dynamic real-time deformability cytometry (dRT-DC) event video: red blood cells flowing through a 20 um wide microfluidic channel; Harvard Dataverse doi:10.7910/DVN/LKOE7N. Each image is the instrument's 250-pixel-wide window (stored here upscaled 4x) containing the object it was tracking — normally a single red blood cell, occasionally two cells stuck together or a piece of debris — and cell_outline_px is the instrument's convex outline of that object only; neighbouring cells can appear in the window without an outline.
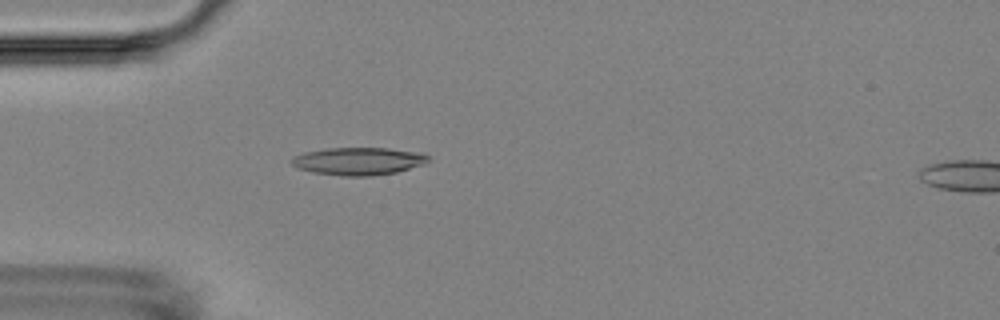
{"species": "Egyptian fruit bat (a non-hibernating species)", "species_latin": "Rousettus aegyptiacus", "temperature_condition": "room temperature", "stored_images_in_passage": 4, "camera_frame_rate_fps": 3000, "um_per_image_px": 0.085, "animal": {"sex": "female"}, "frame": {"image": 1, "passage_image": 4, "time_ms": 3.667, "image_size_px": [1000, 320], "cell_outline_px": [[432, 160], [428, 164], [396, 172], [372, 176], [344, 176], [312, 172], [300, 168], [292, 164], [288, 160], [304, 152], [328, 148], [388, 148], [424, 152]], "centroid_in_image_um": [30.56, 13.69], "position_along_channel_um": 54.4, "area_um2": 22.31}}